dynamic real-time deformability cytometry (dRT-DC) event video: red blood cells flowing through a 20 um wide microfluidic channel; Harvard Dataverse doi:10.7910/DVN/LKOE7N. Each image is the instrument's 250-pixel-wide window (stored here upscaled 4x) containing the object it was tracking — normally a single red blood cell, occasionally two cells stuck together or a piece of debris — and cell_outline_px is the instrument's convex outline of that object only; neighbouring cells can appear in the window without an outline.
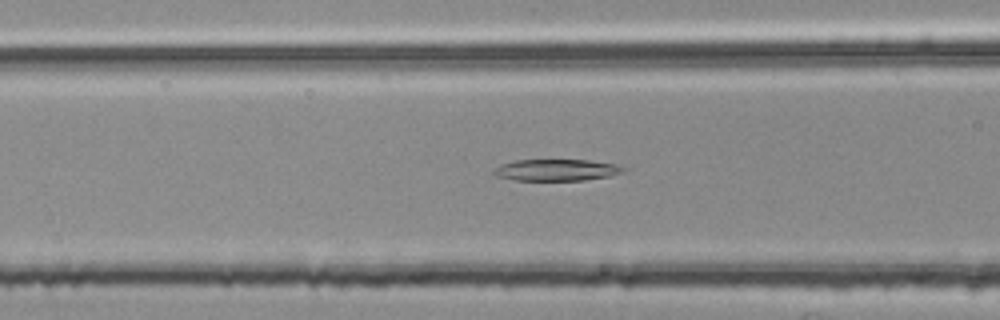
{"species": "common noctule bat (a hibernating species)", "species_latin": "Nyctalus noctula", "temperature_condition": "room temperature", "stored_images_in_passage": 33, "camera_frame_rate_fps": 3000, "um_per_image_px": 0.085, "animal": {"sex": "female", "body_mass_g": 25.1}, "frame": {"image": 1, "passage_image": 6, "time_ms": 1.667, "image_size_px": [1000, 320], "cell_outline_px": [[628, 168], [624, 172], [608, 176], [584, 180], [516, 180], [496, 176], [492, 172], [492, 168], [500, 164], [516, 160], [588, 160], [616, 164]], "centroid_in_image_um": [47.28, 14.44], "position_along_channel_um": 119.3, "area_um2": 16.36}}
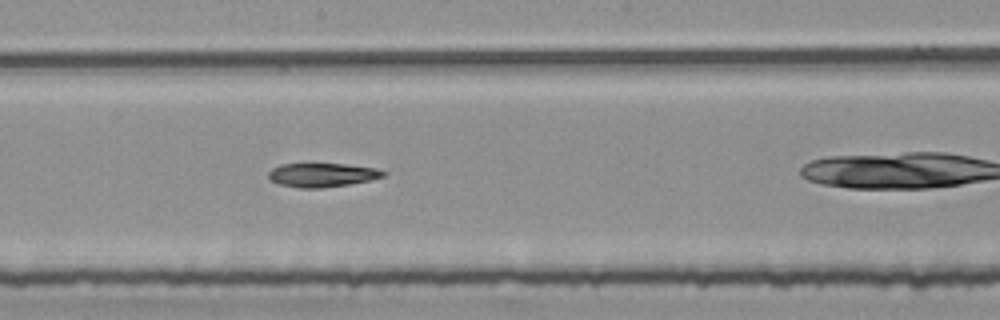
{"frame": {"image": 2, "passage_image": 14, "time_ms": 4.333, "image_size_px": [1000, 320], "cell_outline_px": [[388, 172], [384, 176], [368, 180], [348, 184], [320, 188], [300, 188], [280, 184], [268, 180], [268, 172], [272, 168], [280, 164], [344, 164], [380, 168]], "centroid_in_image_um": [27.38, 14.86], "position_along_channel_um": 220.8, "area_um2": 16.01}}
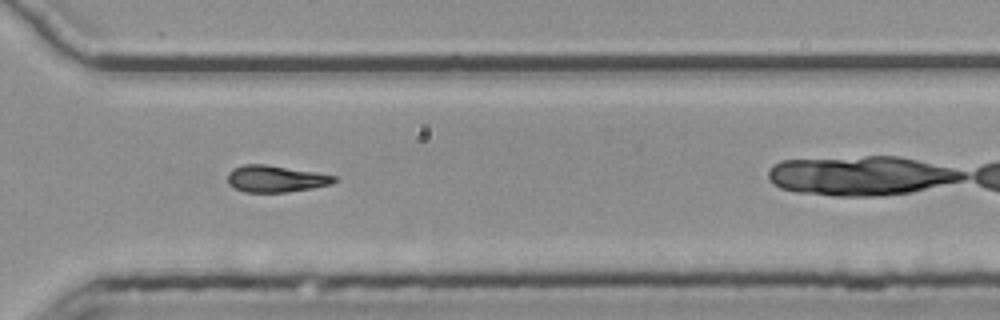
{"frame": {"image": 3, "passage_image": 24, "time_ms": 7.667, "image_size_px": [1000, 320], "cell_outline_px": [[336, 180], [332, 184], [312, 188], [288, 192], [244, 192], [228, 184], [228, 172], [232, 168], [244, 164], [264, 164], [316, 172], [336, 176]], "centroid_in_image_um": [23.41, 15.19], "position_along_channel_um": 347.2, "area_um2": 16.59}}